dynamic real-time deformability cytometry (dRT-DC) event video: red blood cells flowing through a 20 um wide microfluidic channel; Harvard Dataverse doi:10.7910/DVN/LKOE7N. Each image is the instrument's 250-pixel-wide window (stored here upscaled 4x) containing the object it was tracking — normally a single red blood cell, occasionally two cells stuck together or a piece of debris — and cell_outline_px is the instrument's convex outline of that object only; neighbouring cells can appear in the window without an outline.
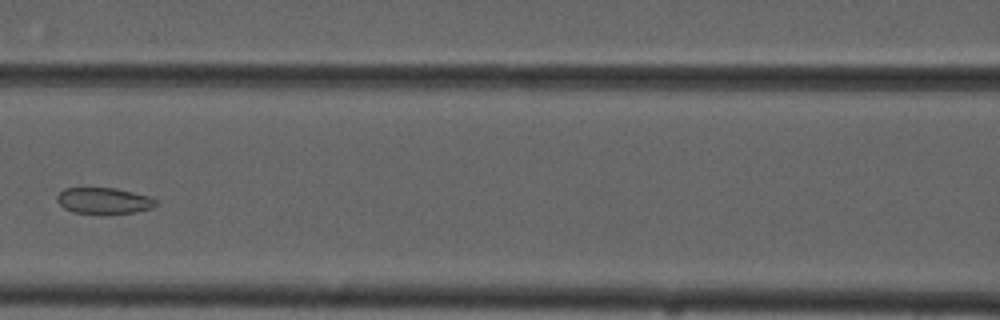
{"species": "common noctule bat (a hibernating species)", "species_latin": "Nyctalus noctula", "temperature_condition": "cold", "stored_images_in_passage": 7, "camera_frame_rate_fps": 3000, "um_per_image_px": 0.085, "animal": {"sex": "male", "forearm_length_mm": 52.5}, "frame": {"image": 1, "passage_image": 4, "time_ms": 4.333, "image_size_px": [1000, 320], "cell_outline_px": [[156, 204], [152, 208], [136, 212], [108, 216], [104, 216], [72, 212], [64, 208], [56, 200], [56, 196], [64, 188], [116, 188], [148, 196], [156, 200]], "centroid_in_image_um": [8.8, 17.1], "position_along_channel_um": 157.8, "area_um2": 15.61}}
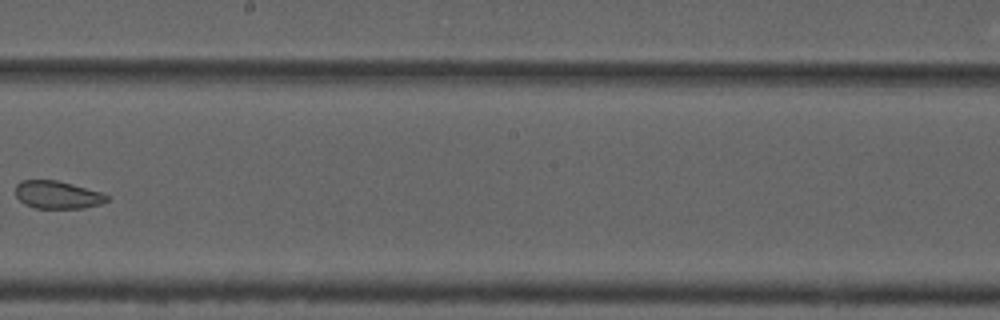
{"frame": {"image": 2, "passage_image": 6, "time_ms": 6.667, "image_size_px": [1000, 320], "cell_outline_px": [[108, 200], [100, 204], [84, 208], [36, 208], [24, 204], [16, 196], [16, 184], [20, 180], [56, 180], [104, 192], [108, 196]], "centroid_in_image_um": [4.89, 16.55], "position_along_channel_um": 243.3, "area_um2": 14.85}}
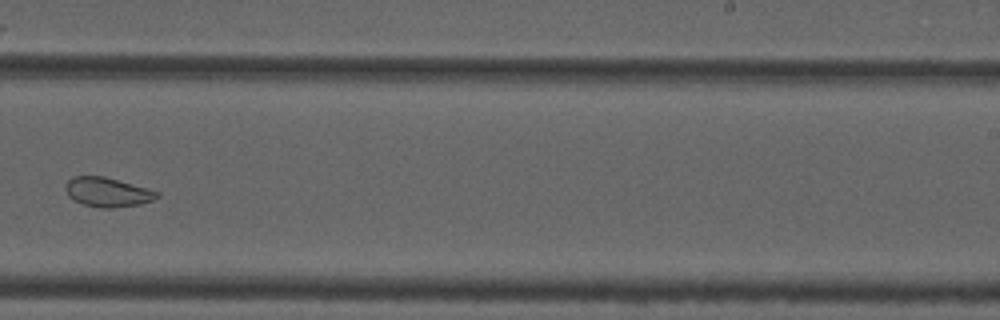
{"frame": {"image": 3, "passage_image": 7, "time_ms": 7.667, "image_size_px": [1000, 320], "cell_outline_px": [[160, 196], [152, 200], [140, 204], [116, 208], [100, 208], [84, 204], [72, 200], [68, 196], [64, 188], [64, 184], [72, 176], [104, 176], [160, 192]], "centroid_in_image_um": [9.1, 16.33], "position_along_channel_um": 279.9, "area_um2": 15.78}}